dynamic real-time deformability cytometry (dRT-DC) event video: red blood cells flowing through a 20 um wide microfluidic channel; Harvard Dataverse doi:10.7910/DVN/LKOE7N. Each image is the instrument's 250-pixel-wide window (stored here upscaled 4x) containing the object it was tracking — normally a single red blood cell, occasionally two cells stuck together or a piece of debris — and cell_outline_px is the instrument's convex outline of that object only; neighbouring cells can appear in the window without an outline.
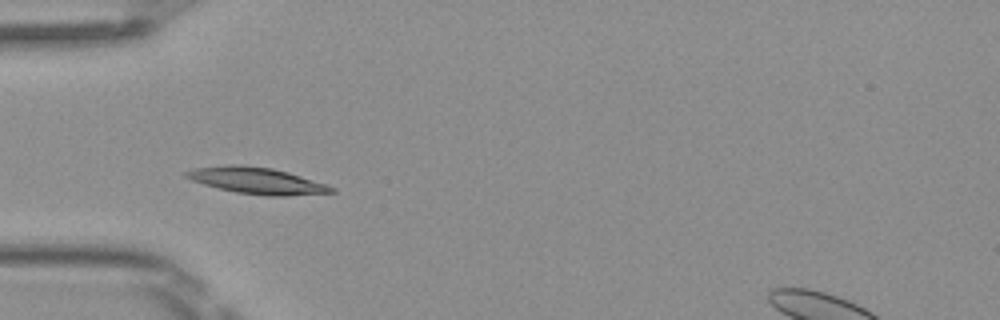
{"species": "Egyptian fruit bat (a non-hibernating species)", "species_latin": "Rousettus aegyptiacus", "temperature_condition": "room temperature", "stored_images_in_passage": 4, "camera_frame_rate_fps": 3000, "um_per_image_px": 0.085, "frame": {"image": 1, "passage_image": 4, "time_ms": 1.0, "image_size_px": [1000, 320], "cell_outline_px": [[336, 192], [284, 196], [264, 196], [236, 192], [204, 184], [192, 180], [184, 176], [184, 172], [192, 168], [228, 164], [240, 164], [272, 168], [288, 172], [336, 188]], "centroid_in_image_um": [21.79, 15.35], "position_along_channel_um": 63.2, "area_um2": 22.31}}